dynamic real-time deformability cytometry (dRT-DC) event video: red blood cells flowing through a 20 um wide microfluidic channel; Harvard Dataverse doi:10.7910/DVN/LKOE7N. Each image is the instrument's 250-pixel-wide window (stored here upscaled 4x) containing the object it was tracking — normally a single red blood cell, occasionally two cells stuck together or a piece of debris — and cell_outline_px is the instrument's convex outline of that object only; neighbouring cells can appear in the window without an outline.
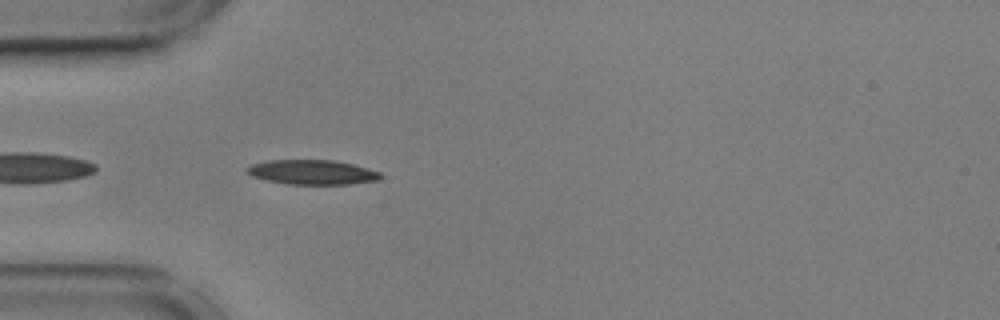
{"species": "common noctule bat (a hibernating species)", "species_latin": "Nyctalus noctula", "temperature_condition": "cold", "stored_images_in_passage": 41, "camera_frame_rate_fps": 3000, "um_per_image_px": 0.085, "animal": {"sex": "male", "body_mass_g": 17.9, "forearm_length_mm": 54.2}, "frame": {"image": 1, "passage_image": 2, "time_ms": 0.333, "image_size_px": [1000, 320], "cell_outline_px": [[380, 180], [348, 184], [288, 184], [268, 180], [252, 176], [244, 172], [244, 168], [252, 164], [268, 160], [332, 160], [352, 164], [368, 168], [380, 172]], "centroid_in_image_um": [26.5, 14.63], "position_along_channel_um": 58.5, "area_um2": 19.13}}
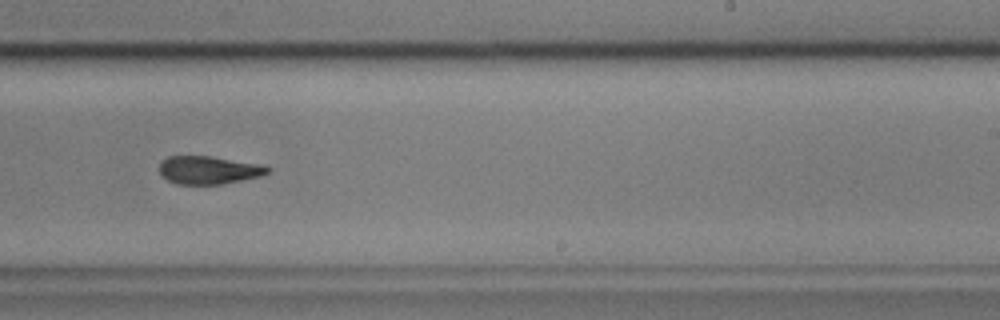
{"frame": {"image": 2, "passage_image": 20, "time_ms": 6.333, "image_size_px": [1000, 320], "cell_outline_px": [[272, 168], [268, 172], [260, 176], [224, 184], [176, 184], [168, 180], [160, 172], [160, 164], [168, 156], [212, 156], [264, 164]], "centroid_in_image_um": [17.8, 14.45], "position_along_channel_um": 271.2, "area_um2": 17.74}}
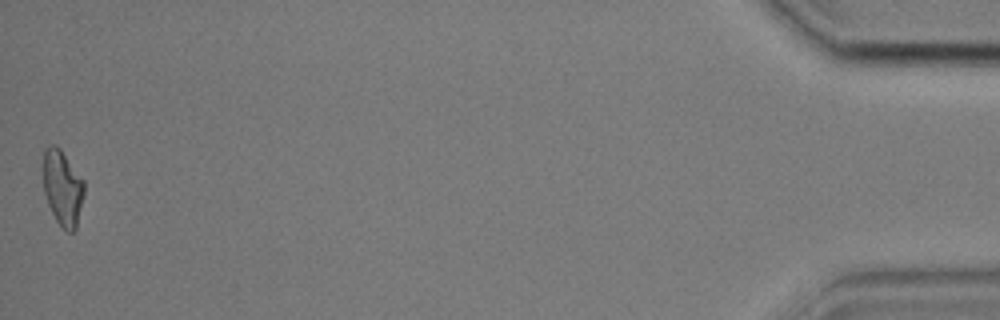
{"frame": {"image": 3, "passage_image": 41, "time_ms": 13.333, "image_size_px": [1000, 320], "cell_outline_px": [[84, 196], [76, 228], [72, 232], [68, 232], [56, 220], [48, 204], [44, 192], [44, 148], [48, 144], [56, 144], [60, 148], [84, 180]], "centroid_in_image_um": [5.33, 15.93], "position_along_channel_um": 429.9, "area_um2": 17.98}, "authors_computed_cell_mechanics": {"area_um2": 18.3804, "velocity_mm_per_s": 3.5956, "shape_relaxation_time_tau1_ms": 10.1467, "shape_relaxation_time_tau2_ms": 4.8611, "deformation_change_tau1": 0.2378, "deformation_change_tau2": 0.1266}}